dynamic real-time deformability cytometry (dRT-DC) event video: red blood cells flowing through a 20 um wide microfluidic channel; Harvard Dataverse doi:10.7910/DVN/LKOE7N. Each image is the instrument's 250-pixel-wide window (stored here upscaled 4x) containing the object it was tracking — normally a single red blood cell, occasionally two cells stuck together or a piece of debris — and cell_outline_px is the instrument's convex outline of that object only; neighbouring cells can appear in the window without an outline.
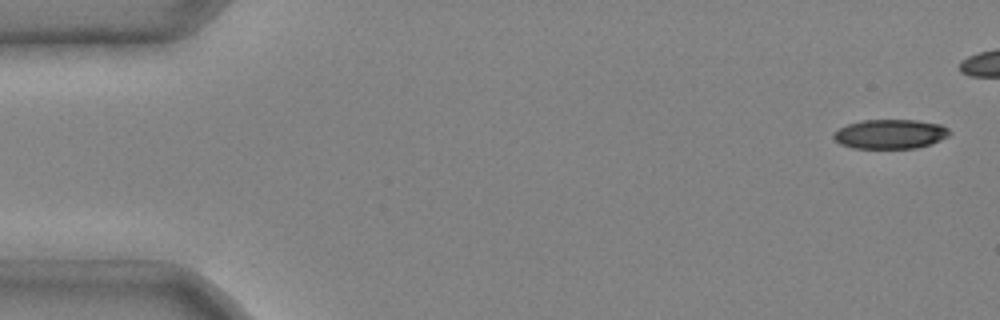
{"species": "common noctule bat (a hibernating species)", "species_latin": "Nyctalus noctula", "temperature_condition": "cold", "stored_images_in_passage": 5, "camera_frame_rate_fps": 3000, "um_per_image_px": 0.085, "animal": {"sex": "male", "body_mass_g": 20.4}, "frame": {"image": 1, "passage_image": 1, "time_ms": 0.0, "image_size_px": [1000, 320], "cell_outline_px": [[952, 132], [948, 136], [940, 140], [916, 148], [852, 148], [840, 144], [832, 136], [832, 132], [848, 124], [860, 120], [916, 120], [940, 124], [948, 128]], "centroid_in_image_um": [75.65, 11.39], "position_along_channel_um": 9.3, "area_um2": 19.88}}
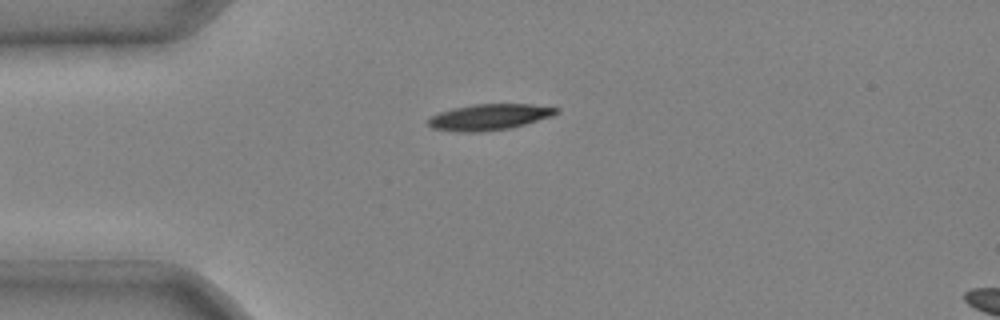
{"frame": {"image": 2, "passage_image": 4, "time_ms": 1.0, "image_size_px": [1000, 320], "cell_outline_px": [[560, 112], [552, 116], [524, 124], [508, 128], [480, 132], [460, 132], [432, 128], [428, 124], [428, 120], [432, 116], [440, 112], [452, 108], [472, 104], [532, 104], [560, 108]], "centroid_in_image_um": [41.6, 9.94], "position_along_channel_um": 43.4, "area_um2": 19.36}}